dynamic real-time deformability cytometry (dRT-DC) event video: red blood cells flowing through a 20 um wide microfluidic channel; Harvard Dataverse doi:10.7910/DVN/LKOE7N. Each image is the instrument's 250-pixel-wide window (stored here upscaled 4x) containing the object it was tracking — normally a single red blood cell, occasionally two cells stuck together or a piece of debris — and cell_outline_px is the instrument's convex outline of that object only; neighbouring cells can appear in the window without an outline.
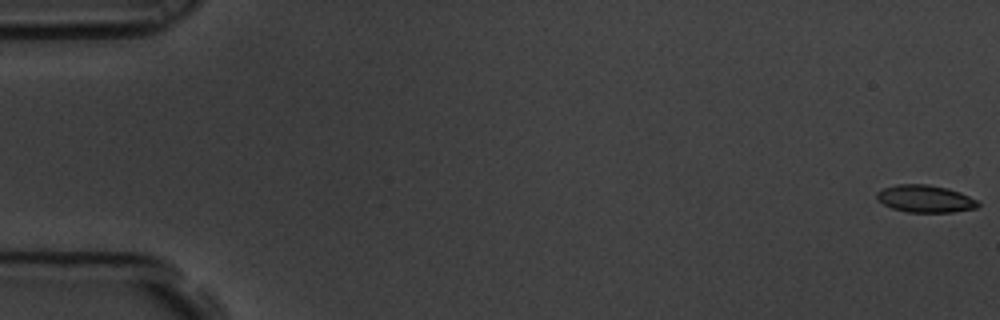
{"species": "common noctule bat (a hibernating species)", "species_latin": "Nyctalus noctula", "temperature_condition": "room temperature", "stored_images_in_passage": 60, "camera_frame_rate_fps": 3000, "um_per_image_px": 0.085, "animal": {"sex": "male", "body_mass_g": 19.5, "forearm_length_mm": 54.6}, "frame": {"image": 1, "passage_image": 1, "time_ms": 0.0, "image_size_px": [1000, 320], "cell_outline_px": [[980, 204], [976, 208], [952, 212], [908, 212], [892, 208], [884, 204], [876, 196], [876, 192], [884, 188], [896, 184], [928, 184], [948, 188], [960, 192], [976, 200]], "centroid_in_image_um": [78.64, 16.88], "position_along_channel_um": 6.4, "area_um2": 16.01}}
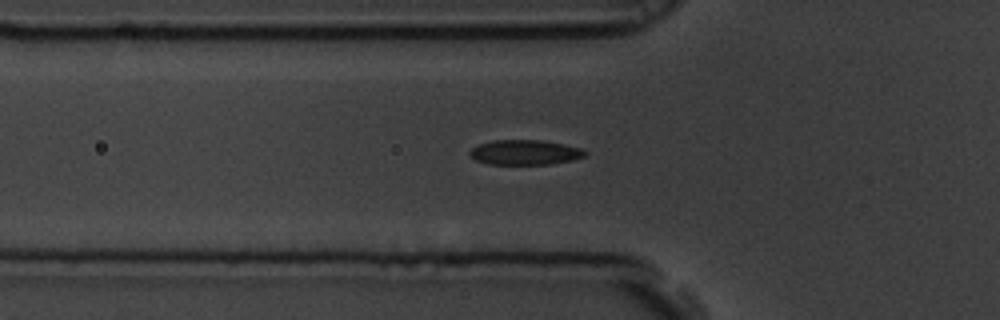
{"frame": {"image": 2, "passage_image": 21, "time_ms": 6.667, "image_size_px": [1000, 320], "cell_outline_px": [[588, 152], [584, 156], [572, 160], [548, 164], [488, 164], [476, 160], [468, 152], [472, 148], [480, 144], [492, 140], [540, 140], [564, 144], [580, 148]], "centroid_in_image_um": [44.61, 12.95], "position_along_channel_um": 81.2, "area_um2": 16.59}}
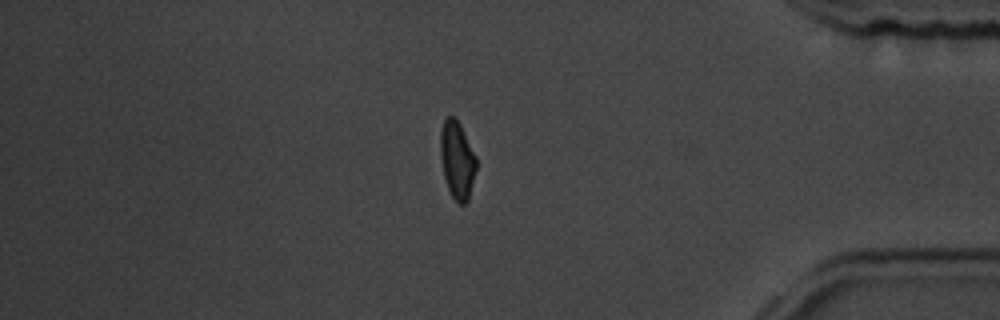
{"frame": {"image": 3, "passage_image": 51, "time_ms": 16.667, "image_size_px": [1000, 320], "cell_outline_px": [[476, 168], [468, 200], [464, 204], [460, 204], [452, 196], [448, 188], [444, 176], [440, 156], [440, 132], [444, 120], [448, 116], [456, 116], [476, 156]], "centroid_in_image_um": [38.85, 13.56], "position_along_channel_um": 396.4, "area_um2": 16.13}, "authors_computed_cell_mechanics": {"area_um2": 16.5597, "velocity_mm_per_s": 3.4633, "shape_relaxation_time_tau1_ms": 2.9155, "shape_relaxation_time_tau2_ms": 2.2222, "deformation_change_tau1": 0.1089, "deformation_change_tau2": 0.0683}}